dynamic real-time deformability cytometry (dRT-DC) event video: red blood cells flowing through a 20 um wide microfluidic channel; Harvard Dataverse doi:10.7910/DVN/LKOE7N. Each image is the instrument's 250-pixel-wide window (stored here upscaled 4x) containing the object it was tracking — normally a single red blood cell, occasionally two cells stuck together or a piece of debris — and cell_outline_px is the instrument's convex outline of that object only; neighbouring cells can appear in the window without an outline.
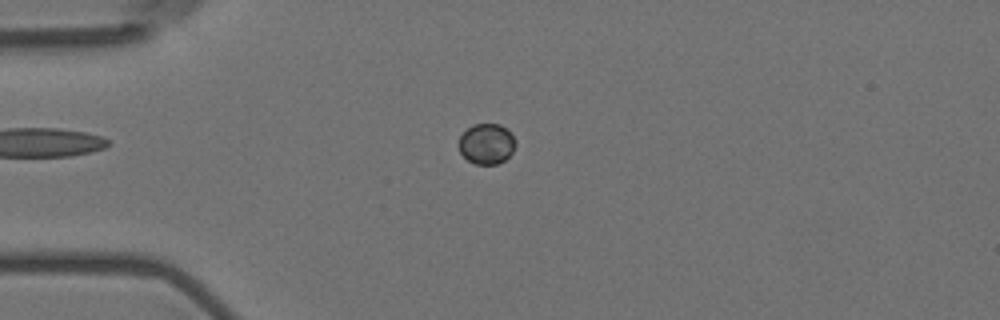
{"species": "Egyptian fruit bat (a non-hibernating species)", "species_latin": "Rousettus aegyptiacus", "temperature_condition": "room temperature", "stored_images_in_passage": 47, "camera_frame_rate_fps": 3000, "um_per_image_px": 0.085, "animal": {"sex": "female"}, "frame": {"image": 1, "passage_image": 5, "time_ms": 1.333, "image_size_px": [1000, 320], "cell_outline_px": [[516, 144], [512, 152], [504, 160], [496, 164], [476, 164], [468, 160], [460, 152], [456, 144], [460, 136], [472, 124], [500, 124], [508, 128], [516, 140]], "centroid_in_image_um": [41.35, 12.21], "position_along_channel_um": 43.6, "area_um2": 13.58}}
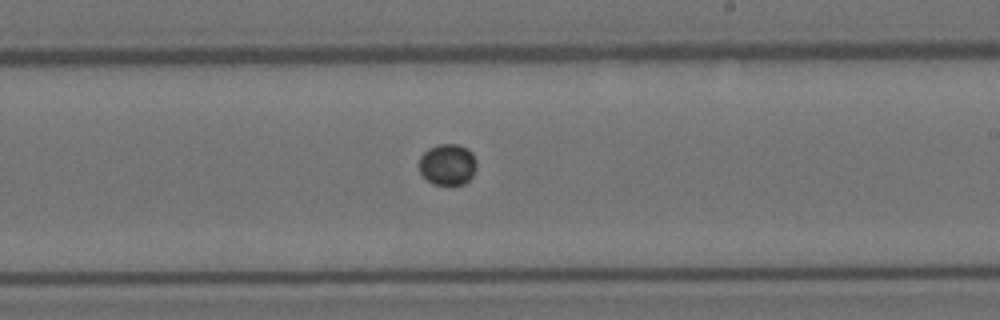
{"frame": {"image": 2, "passage_image": 24, "time_ms": 7.667, "image_size_px": [1000, 320], "cell_outline_px": [[476, 168], [472, 176], [464, 184], [432, 184], [420, 172], [416, 164], [420, 156], [428, 148], [440, 144], [456, 144], [472, 152], [476, 160]], "centroid_in_image_um": [38.01, 13.98], "position_along_channel_um": 251.0, "area_um2": 13.87}}
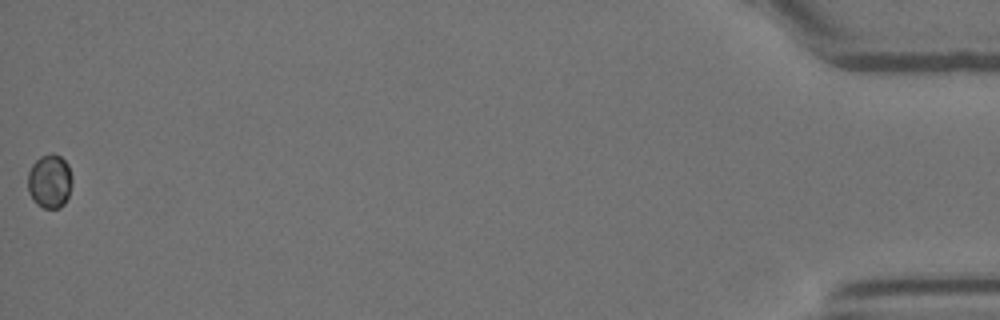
{"frame": {"image": 3, "passage_image": 47, "time_ms": 15.333, "image_size_px": [1000, 320], "cell_outline_px": [[72, 180], [68, 196], [64, 204], [60, 208], [44, 208], [36, 204], [32, 200], [28, 192], [28, 172], [32, 164], [40, 156], [52, 152], [60, 156], [68, 164], [72, 176]], "centroid_in_image_um": [4.21, 15.4], "position_along_channel_um": 431.0, "area_um2": 14.1}}